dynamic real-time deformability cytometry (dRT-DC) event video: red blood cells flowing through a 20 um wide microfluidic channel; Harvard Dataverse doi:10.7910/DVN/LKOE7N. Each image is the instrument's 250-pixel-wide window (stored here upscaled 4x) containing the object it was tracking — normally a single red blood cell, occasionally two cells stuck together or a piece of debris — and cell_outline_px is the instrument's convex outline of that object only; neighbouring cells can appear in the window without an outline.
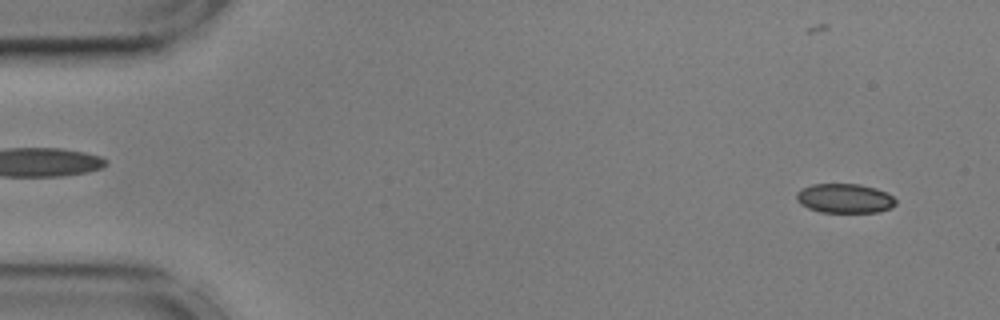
{"species": "common noctule bat (a hibernating species)", "species_latin": "Nyctalus noctula", "temperature_condition": "cold", "stored_images_in_passage": 56, "camera_frame_rate_fps": 3000, "um_per_image_px": 0.085, "animal": {"sex": "male", "body_mass_g": 17.9, "forearm_length_mm": 54.2}, "frame": {"image": 1, "passage_image": 3, "time_ms": 0.667, "image_size_px": [1000, 320], "cell_outline_px": [[896, 204], [892, 208], [880, 212], [820, 212], [808, 208], [800, 204], [796, 200], [796, 192], [800, 188], [812, 184], [860, 184], [876, 188], [892, 196], [896, 200]], "centroid_in_image_um": [71.78, 16.86], "position_along_channel_um": 13.2, "area_um2": 17.17}}
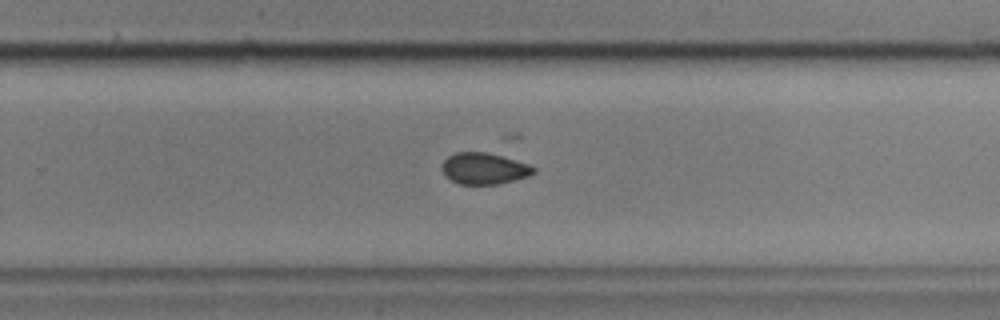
{"frame": {"image": 2, "passage_image": 35, "time_ms": 11.333, "image_size_px": [1000, 320], "cell_outline_px": [[536, 172], [528, 176], [496, 184], [460, 184], [444, 176], [444, 160], [448, 156], [456, 152], [488, 152], [528, 164], [536, 168]], "centroid_in_image_um": [41.16, 14.32], "position_along_channel_um": 288.6, "area_um2": 16.47}}
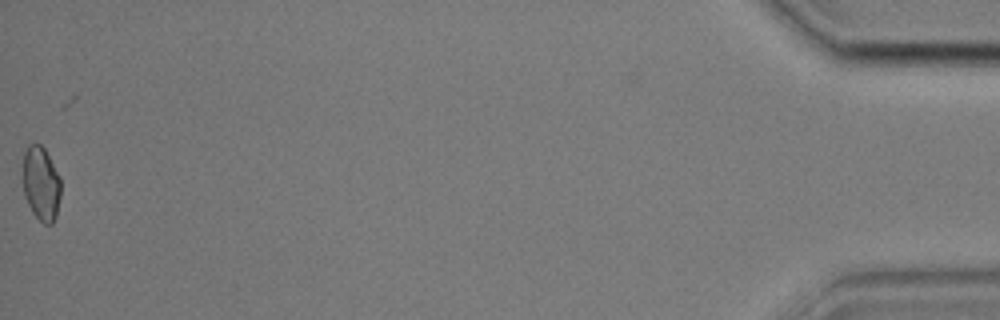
{"frame": {"image": 3, "passage_image": 55, "time_ms": 18.0, "image_size_px": [1000, 320], "cell_outline_px": [[60, 196], [56, 216], [52, 224], [44, 224], [32, 212], [24, 196], [24, 152], [28, 144], [40, 144], [44, 148], [60, 176]], "centroid_in_image_um": [3.5, 15.61], "position_along_channel_um": 431.7, "area_um2": 16.24}}